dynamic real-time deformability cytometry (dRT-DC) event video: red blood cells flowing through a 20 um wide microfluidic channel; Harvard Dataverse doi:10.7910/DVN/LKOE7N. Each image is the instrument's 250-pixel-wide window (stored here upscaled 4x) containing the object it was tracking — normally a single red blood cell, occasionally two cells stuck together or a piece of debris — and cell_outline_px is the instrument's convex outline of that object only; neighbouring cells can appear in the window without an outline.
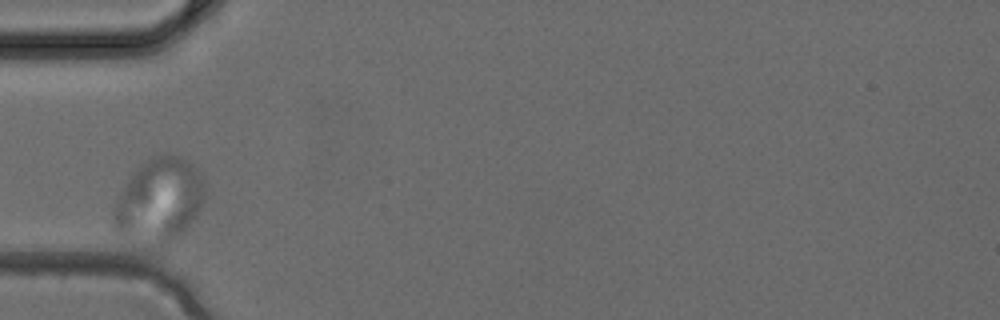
{"species": "common noctule bat (a hibernating species)", "species_latin": "Nyctalus noctula", "temperature_condition": "cold", "stored_images_in_passage": 2, "camera_frame_rate_fps": 3000, "um_per_image_px": 0.085, "animal": {"sex": "female", "body_mass_g": 24.6, "forearm_length_mm": 56.2}, "frame": {"image": 1, "passage_image": 1, "time_ms": 0.0, "image_size_px": [1000, 320], "cell_outline_px": [[208, 196], [200, 212], [184, 232], [168, 248], [160, 252], [156, 252], [116, 232], [112, 228], [112, 212], [116, 196], [136, 168], [140, 164], [152, 156], [168, 152], [180, 156], [192, 164], [200, 172], [204, 180]], "centroid_in_image_um": [13.54, 17.12], "position_along_channel_um": 71.5, "area_um2": 47.4}}